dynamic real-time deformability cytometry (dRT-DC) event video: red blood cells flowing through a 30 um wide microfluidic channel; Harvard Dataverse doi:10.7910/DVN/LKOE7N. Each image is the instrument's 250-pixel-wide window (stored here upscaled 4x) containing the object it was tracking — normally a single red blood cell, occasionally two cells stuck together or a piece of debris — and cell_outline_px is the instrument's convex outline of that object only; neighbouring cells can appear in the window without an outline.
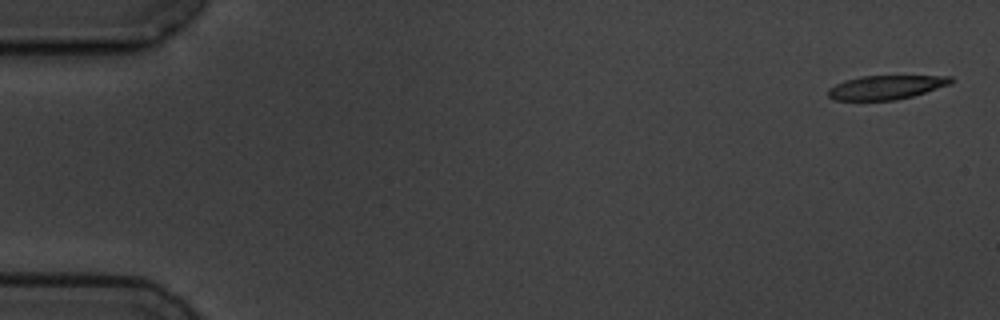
{"species": "common noctule bat (a hibernating species)", "species_latin": "Nyctalus noctula", "temperature_condition": "cold", "stored_images_in_passage": 10, "camera_frame_rate_fps": 3000, "um_per_image_px": 0.085, "animal": {"sex": "male", "body_mass_g": 19.5, "forearm_length_mm": 54.6}, "frame": {"image": 1, "passage_image": 1, "time_ms": 0.0, "image_size_px": [1000, 320], "cell_outline_px": [[952, 84], [912, 96], [896, 100], [832, 100], [828, 96], [828, 88], [844, 80], [860, 76], [952, 76]], "centroid_in_image_um": [75.29, 7.42], "position_along_channel_um": 9.7, "area_um2": 17.17}}
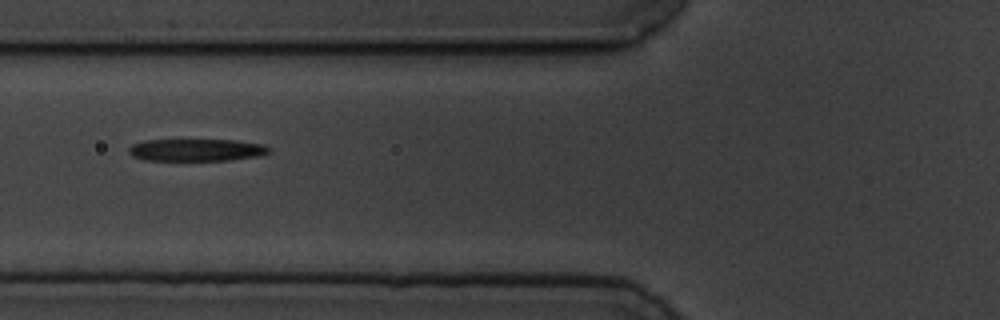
{"frame": {"image": 2, "passage_image": 6, "time_ms": 6.667, "image_size_px": [1000, 320], "cell_outline_px": [[272, 152], [260, 156], [228, 160], [144, 160], [132, 156], [128, 152], [128, 148], [132, 144], [144, 140], [236, 140], [264, 144]], "centroid_in_image_um": [16.7, 12.74], "position_along_channel_um": 109.1, "area_um2": 18.26}}
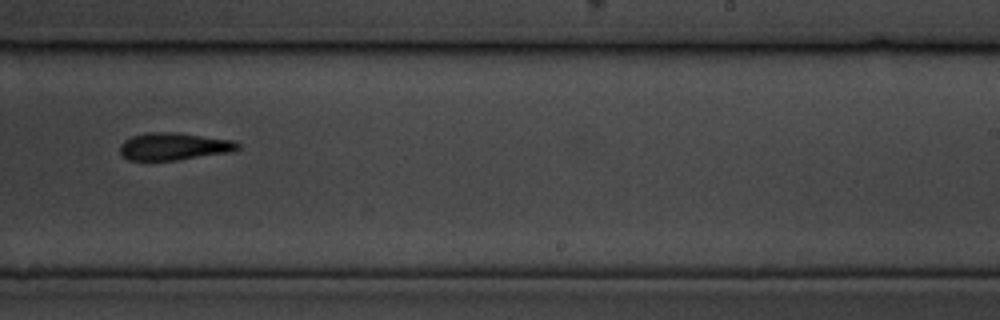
{"frame": {"image": 3, "passage_image": 10, "time_ms": 11.333, "image_size_px": [1000, 320], "cell_outline_px": [[240, 148], [232, 152], [176, 160], [128, 160], [120, 152], [120, 144], [124, 140], [132, 136], [148, 132], [180, 132], [236, 140], [240, 144]], "centroid_in_image_um": [14.83, 12.43], "position_along_channel_um": 274.2, "area_um2": 19.07}}